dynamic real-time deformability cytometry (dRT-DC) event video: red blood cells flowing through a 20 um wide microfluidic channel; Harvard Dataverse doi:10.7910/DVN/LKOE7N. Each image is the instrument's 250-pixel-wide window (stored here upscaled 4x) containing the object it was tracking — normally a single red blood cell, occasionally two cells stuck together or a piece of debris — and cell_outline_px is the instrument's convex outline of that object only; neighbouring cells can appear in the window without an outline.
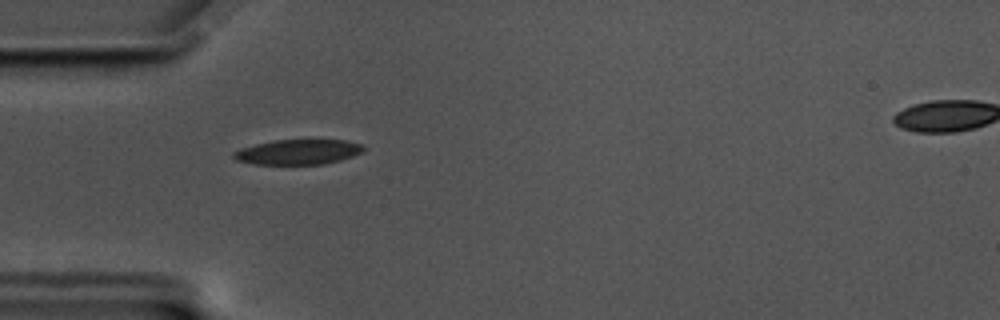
{"species": "common noctule bat (a hibernating species)", "species_latin": "Nyctalus noctula", "temperature_condition": "cold", "stored_images_in_passage": 57, "camera_frame_rate_fps": 3000, "um_per_image_px": 0.085, "animal": {"sex": "male", "body_mass_g": 17.5, "forearm_length_mm": 52.3}, "frame": {"image": 1, "passage_image": 17, "time_ms": 5.333, "image_size_px": [1000, 320], "cell_outline_px": [[364, 148], [360, 152], [352, 156], [340, 160], [324, 164], [256, 164], [236, 160], [232, 156], [232, 152], [240, 148], [272, 140], [344, 140], [360, 144]], "centroid_in_image_um": [25.28, 12.92], "position_along_channel_um": 59.7, "area_um2": 18.79}}
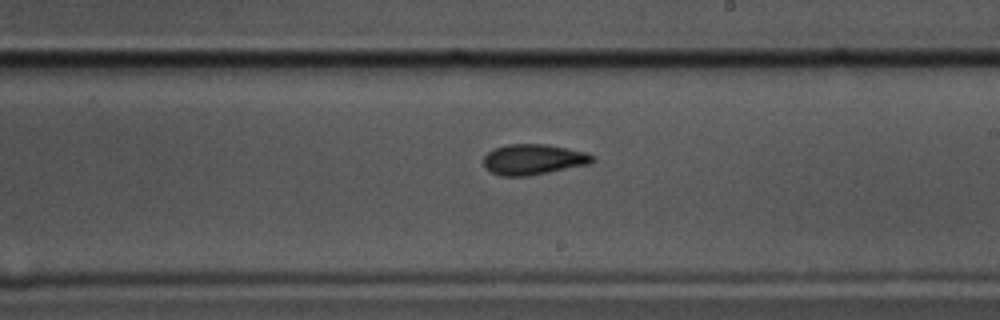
{"frame": {"image": 2, "passage_image": 33, "time_ms": 10.667, "image_size_px": [1000, 320], "cell_outline_px": [[596, 160], [588, 164], [528, 176], [500, 176], [492, 172], [484, 164], [484, 156], [492, 148], [508, 144], [544, 144], [568, 148], [588, 152], [596, 156]], "centroid_in_image_um": [45.36, 13.54], "position_along_channel_um": 243.6, "area_um2": 19.42}}
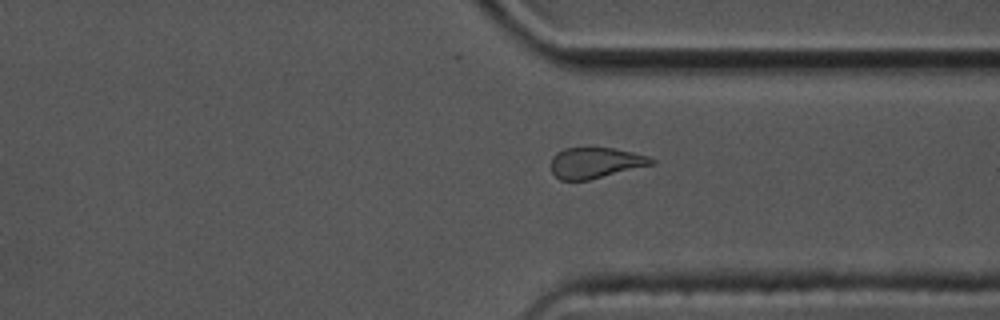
{"frame": {"image": 3, "passage_image": 43, "time_ms": 14.0, "image_size_px": [1000, 320], "cell_outline_px": [[656, 160], [652, 164], [588, 180], [560, 180], [552, 172], [552, 156], [556, 152], [564, 148], [612, 148], [632, 152], [648, 156]], "centroid_in_image_um": [50.58, 13.83], "position_along_channel_um": 360.8, "area_um2": 17.74}, "authors_computed_cell_mechanics": {"area_um2": 19.5942, "velocity_mm_per_s": 3.4997, "shape_relaxation_time_tau1_ms": 4.6907, "shape_relaxation_time_tau2_ms": 5.2587, "deformation_change_tau1": 0.1351, "deformation_change_tau2": 0.1278}}